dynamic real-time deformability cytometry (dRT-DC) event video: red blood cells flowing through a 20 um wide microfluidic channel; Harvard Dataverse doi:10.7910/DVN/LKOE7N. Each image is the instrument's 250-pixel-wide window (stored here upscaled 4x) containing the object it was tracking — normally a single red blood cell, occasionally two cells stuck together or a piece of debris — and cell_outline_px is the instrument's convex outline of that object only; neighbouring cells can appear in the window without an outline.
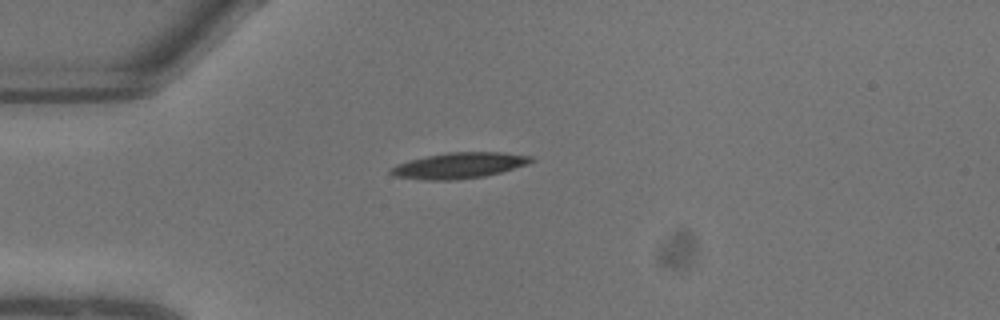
{"species": "common noctule bat (a hibernating species)", "species_latin": "Nyctalus noctula", "temperature_condition": "warm", "stored_images_in_passage": 3, "camera_frame_rate_fps": 3000, "um_per_image_px": 0.085, "animal": {"sex": "male", "body_mass_g": 13.3}, "frame": {"image": 1, "passage_image": 1, "time_ms": 0.0, "image_size_px": [1000, 320], "cell_outline_px": [[536, 160], [528, 164], [500, 172], [484, 176], [456, 180], [420, 180], [392, 176], [388, 172], [388, 168], [396, 164], [408, 160], [448, 152], [500, 152], [532, 156]], "centroid_in_image_um": [38.97, 14.07], "position_along_channel_um": 46.0, "area_um2": 21.33}}
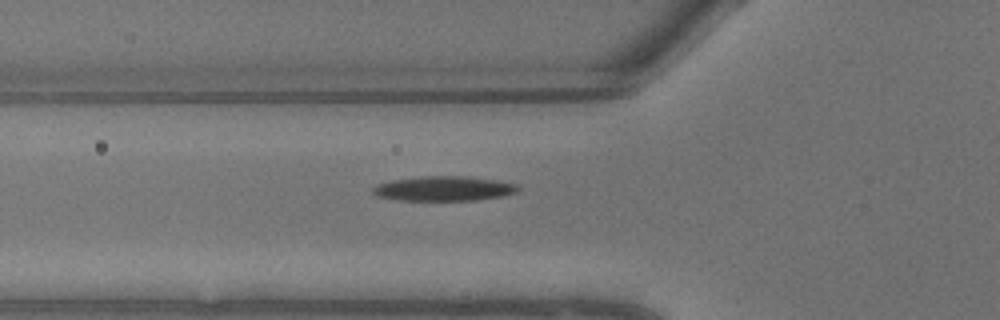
{"frame": {"image": 2, "passage_image": 3, "time_ms": 0.667, "image_size_px": [1000, 320], "cell_outline_px": [[520, 188], [516, 192], [504, 196], [476, 200], [396, 200], [376, 196], [372, 192], [372, 188], [376, 184], [392, 180], [420, 176], [464, 176], [496, 180], [516, 184]], "centroid_in_image_um": [37.7, 16.03], "position_along_channel_um": 88.1, "area_um2": 20.98}}